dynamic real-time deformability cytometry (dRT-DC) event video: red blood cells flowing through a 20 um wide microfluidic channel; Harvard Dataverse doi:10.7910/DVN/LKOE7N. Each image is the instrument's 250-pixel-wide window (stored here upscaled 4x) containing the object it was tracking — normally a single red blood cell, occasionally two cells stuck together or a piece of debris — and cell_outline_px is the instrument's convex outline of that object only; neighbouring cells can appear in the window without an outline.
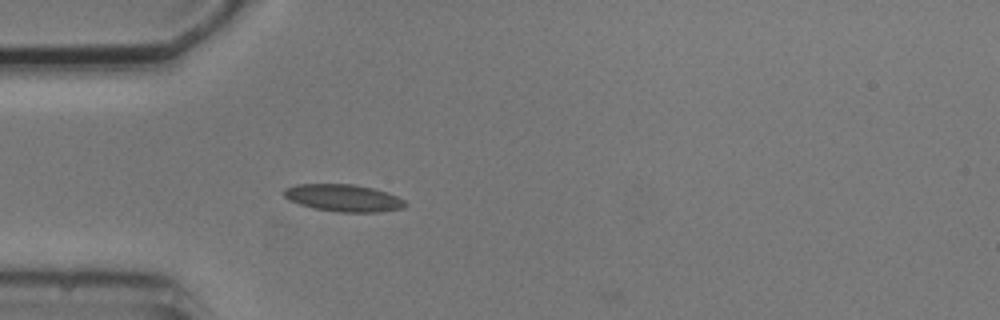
{"species": "common noctule bat (a hibernating species)", "species_latin": "Nyctalus noctula", "temperature_condition": "cold", "stored_images_in_passage": 5, "camera_frame_rate_fps": 3000, "um_per_image_px": 0.085, "animal": {"sex": "male", "body_mass_g": 20.5, "forearm_length_mm": 52.5}, "frame": {"image": 1, "passage_image": 5, "time_ms": 4.667, "image_size_px": [1000, 320], "cell_outline_px": [[408, 204], [404, 208], [376, 212], [340, 212], [312, 208], [288, 200], [284, 196], [284, 188], [296, 184], [352, 184], [372, 188], [388, 192], [404, 200]], "centroid_in_image_um": [29.19, 16.82], "position_along_channel_um": 55.8, "area_um2": 19.25}}